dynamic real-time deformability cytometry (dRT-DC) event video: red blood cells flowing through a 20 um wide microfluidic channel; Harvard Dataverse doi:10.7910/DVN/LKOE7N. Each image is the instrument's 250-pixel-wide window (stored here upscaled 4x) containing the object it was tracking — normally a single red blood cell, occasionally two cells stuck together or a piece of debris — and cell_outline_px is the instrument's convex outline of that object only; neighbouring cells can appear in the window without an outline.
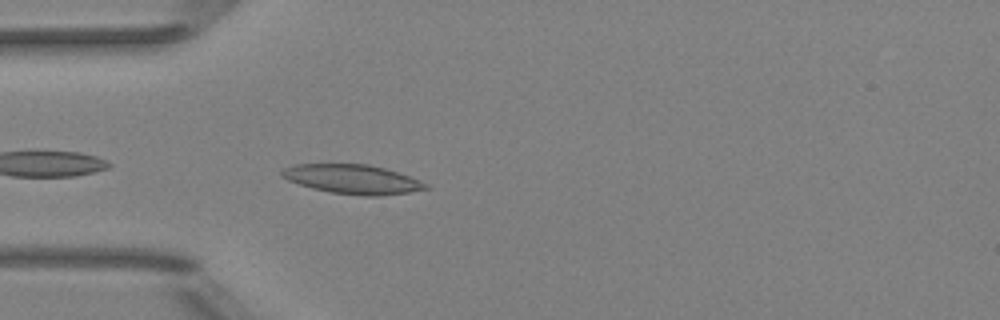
{"species": "Egyptian fruit bat (a non-hibernating species)", "species_latin": "Rousettus aegyptiacus", "temperature_condition": "room temperature", "stored_images_in_passage": 5, "camera_frame_rate_fps": 3000, "um_per_image_px": 0.085, "animal": {"sex": "female"}, "frame": {"image": 1, "passage_image": 5, "time_ms": 4.667, "image_size_px": [1000, 320], "cell_outline_px": [[432, 188], [408, 192], [380, 196], [364, 196], [332, 192], [312, 188], [288, 180], [280, 176], [280, 172], [284, 168], [292, 164], [368, 164], [384, 168], [408, 176], [428, 184]], "centroid_in_image_um": [29.95, 15.23], "position_along_channel_um": 55.1, "area_um2": 24.39}}